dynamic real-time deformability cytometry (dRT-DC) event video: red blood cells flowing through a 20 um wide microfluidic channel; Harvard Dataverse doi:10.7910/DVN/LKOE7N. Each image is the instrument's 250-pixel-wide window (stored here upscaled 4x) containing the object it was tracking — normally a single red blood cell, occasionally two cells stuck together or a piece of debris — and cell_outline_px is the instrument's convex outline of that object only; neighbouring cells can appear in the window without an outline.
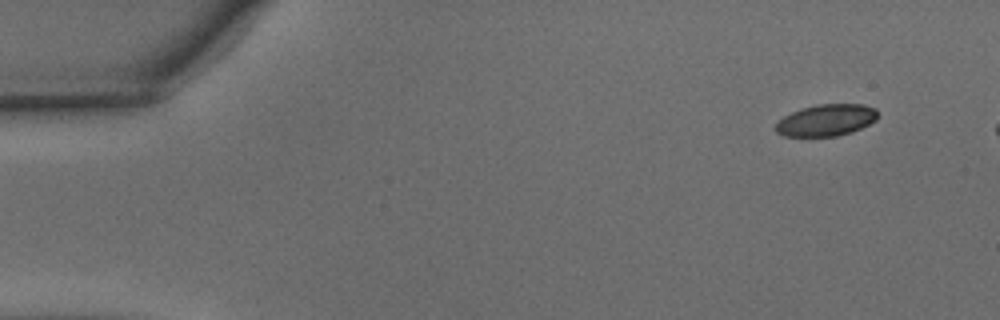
{"species": "common noctule bat (a hibernating species)", "species_latin": "Nyctalus noctula", "temperature_condition": "warm", "stored_images_in_passage": 43, "camera_frame_rate_fps": 3000, "um_per_image_px": 0.085, "animal": {"sex": "male", "body_mass_g": 15.6}, "frame": {"image": 1, "passage_image": 1, "time_ms": 0.0, "image_size_px": [1000, 320], "cell_outline_px": [[876, 120], [852, 132], [836, 136], [784, 136], [776, 132], [776, 120], [792, 112], [816, 104], [864, 104], [876, 108]], "centroid_in_image_um": [70.21, 10.21], "position_along_channel_um": 14.8, "area_um2": 18.79}}
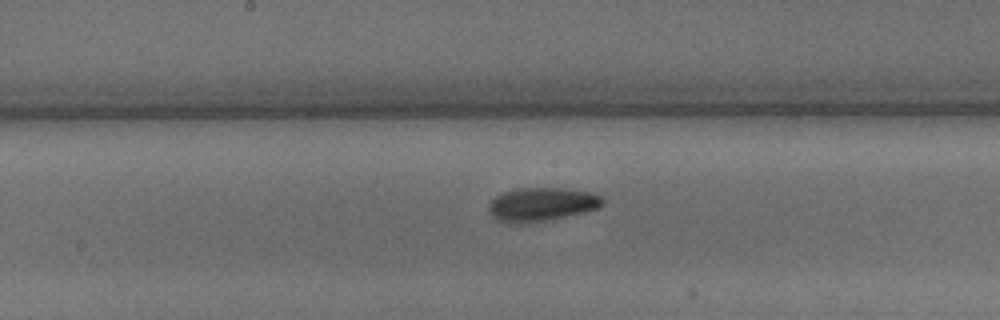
{"frame": {"image": 2, "passage_image": 23, "time_ms": 7.333, "image_size_px": [1000, 320], "cell_outline_px": [[604, 204], [596, 208], [584, 212], [544, 220], [520, 224], [508, 224], [492, 216], [488, 212], [488, 204], [496, 196], [504, 192], [520, 188], [564, 188], [588, 192], [600, 196], [604, 200]], "centroid_in_image_um": [45.99, 17.37], "position_along_channel_um": 202.2, "area_um2": 22.08}}
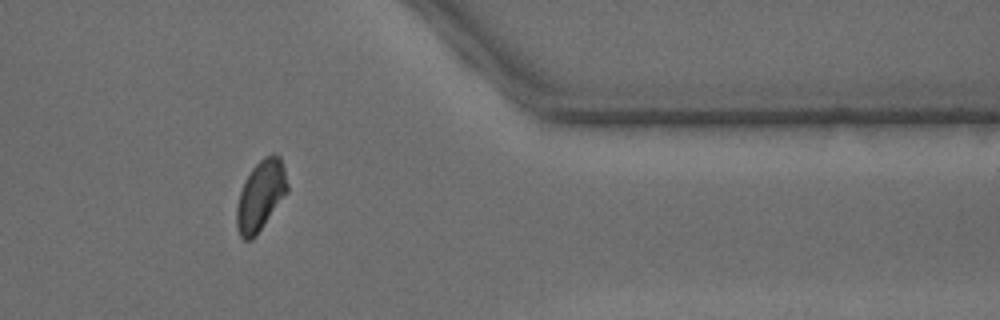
{"frame": {"image": 3, "passage_image": 38, "time_ms": 12.333, "image_size_px": [1000, 320], "cell_outline_px": [[288, 192], [256, 236], [252, 240], [244, 240], [240, 236], [236, 228], [236, 208], [240, 192], [244, 180], [252, 168], [264, 156], [272, 152], [280, 156], [284, 168], [288, 184]], "centroid_in_image_um": [22.15, 16.62], "position_along_channel_um": 389.2, "area_um2": 20.98}}